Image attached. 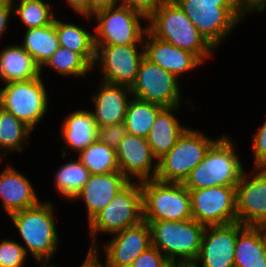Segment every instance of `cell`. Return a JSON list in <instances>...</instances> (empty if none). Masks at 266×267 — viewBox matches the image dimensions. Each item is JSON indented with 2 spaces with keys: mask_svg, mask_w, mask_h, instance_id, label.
<instances>
[{
  "mask_svg": "<svg viewBox=\"0 0 266 267\" xmlns=\"http://www.w3.org/2000/svg\"><path fill=\"white\" fill-rule=\"evenodd\" d=\"M260 230L266 244V224L260 225Z\"/></svg>",
  "mask_w": 266,
  "mask_h": 267,
  "instance_id": "ee69618b",
  "label": "cell"
},
{
  "mask_svg": "<svg viewBox=\"0 0 266 267\" xmlns=\"http://www.w3.org/2000/svg\"><path fill=\"white\" fill-rule=\"evenodd\" d=\"M151 228L152 246L173 264L192 266L197 260L205 226L193 218L183 221H146Z\"/></svg>",
  "mask_w": 266,
  "mask_h": 267,
  "instance_id": "7a4b0ae2",
  "label": "cell"
},
{
  "mask_svg": "<svg viewBox=\"0 0 266 267\" xmlns=\"http://www.w3.org/2000/svg\"><path fill=\"white\" fill-rule=\"evenodd\" d=\"M137 45H95V65L99 62L103 74L101 82L132 87L145 57L144 44L141 53Z\"/></svg>",
  "mask_w": 266,
  "mask_h": 267,
  "instance_id": "4fadbf2b",
  "label": "cell"
},
{
  "mask_svg": "<svg viewBox=\"0 0 266 267\" xmlns=\"http://www.w3.org/2000/svg\"><path fill=\"white\" fill-rule=\"evenodd\" d=\"M127 134L124 122L98 128V140L117 151Z\"/></svg>",
  "mask_w": 266,
  "mask_h": 267,
  "instance_id": "e575fe53",
  "label": "cell"
},
{
  "mask_svg": "<svg viewBox=\"0 0 266 267\" xmlns=\"http://www.w3.org/2000/svg\"><path fill=\"white\" fill-rule=\"evenodd\" d=\"M231 137L223 135L206 151L203 160L190 172L183 185L188 190L213 186H236L244 172Z\"/></svg>",
  "mask_w": 266,
  "mask_h": 267,
  "instance_id": "3957f363",
  "label": "cell"
},
{
  "mask_svg": "<svg viewBox=\"0 0 266 267\" xmlns=\"http://www.w3.org/2000/svg\"><path fill=\"white\" fill-rule=\"evenodd\" d=\"M12 6L14 9L13 15H18L27 29L50 25L55 19L52 12L54 5H50L43 0L21 1ZM14 6H17V8H14Z\"/></svg>",
  "mask_w": 266,
  "mask_h": 267,
  "instance_id": "d6a6232c",
  "label": "cell"
},
{
  "mask_svg": "<svg viewBox=\"0 0 266 267\" xmlns=\"http://www.w3.org/2000/svg\"><path fill=\"white\" fill-rule=\"evenodd\" d=\"M38 263H41L42 264V267H58V266H55V265H51V264H49V265H47L48 263H49V261H37ZM44 262H46V263H44Z\"/></svg>",
  "mask_w": 266,
  "mask_h": 267,
  "instance_id": "7dc6e473",
  "label": "cell"
},
{
  "mask_svg": "<svg viewBox=\"0 0 266 267\" xmlns=\"http://www.w3.org/2000/svg\"><path fill=\"white\" fill-rule=\"evenodd\" d=\"M40 76L5 83L0 89V106L11 112L17 119L34 127L48 109V96Z\"/></svg>",
  "mask_w": 266,
  "mask_h": 267,
  "instance_id": "30bf717a",
  "label": "cell"
},
{
  "mask_svg": "<svg viewBox=\"0 0 266 267\" xmlns=\"http://www.w3.org/2000/svg\"><path fill=\"white\" fill-rule=\"evenodd\" d=\"M199 1H207V2H236V0H199Z\"/></svg>",
  "mask_w": 266,
  "mask_h": 267,
  "instance_id": "f6af8a7d",
  "label": "cell"
},
{
  "mask_svg": "<svg viewBox=\"0 0 266 267\" xmlns=\"http://www.w3.org/2000/svg\"><path fill=\"white\" fill-rule=\"evenodd\" d=\"M40 76V67L20 46L4 47L0 51V80L4 83Z\"/></svg>",
  "mask_w": 266,
  "mask_h": 267,
  "instance_id": "d4e9b609",
  "label": "cell"
},
{
  "mask_svg": "<svg viewBox=\"0 0 266 267\" xmlns=\"http://www.w3.org/2000/svg\"><path fill=\"white\" fill-rule=\"evenodd\" d=\"M236 7L240 17L244 19L247 12L248 14L255 10L262 12L266 7V0H236Z\"/></svg>",
  "mask_w": 266,
  "mask_h": 267,
  "instance_id": "f35d334b",
  "label": "cell"
},
{
  "mask_svg": "<svg viewBox=\"0 0 266 267\" xmlns=\"http://www.w3.org/2000/svg\"><path fill=\"white\" fill-rule=\"evenodd\" d=\"M13 12V6L7 0H0V38L7 30L8 19Z\"/></svg>",
  "mask_w": 266,
  "mask_h": 267,
  "instance_id": "ab89813d",
  "label": "cell"
},
{
  "mask_svg": "<svg viewBox=\"0 0 266 267\" xmlns=\"http://www.w3.org/2000/svg\"><path fill=\"white\" fill-rule=\"evenodd\" d=\"M173 264L156 247L150 246L139 254L130 267H172Z\"/></svg>",
  "mask_w": 266,
  "mask_h": 267,
  "instance_id": "d590c367",
  "label": "cell"
},
{
  "mask_svg": "<svg viewBox=\"0 0 266 267\" xmlns=\"http://www.w3.org/2000/svg\"><path fill=\"white\" fill-rule=\"evenodd\" d=\"M177 109L179 106L164 107L158 113L146 138L157 160L173 148L179 137L187 129L175 117L173 111L175 112Z\"/></svg>",
  "mask_w": 266,
  "mask_h": 267,
  "instance_id": "7402d4cb",
  "label": "cell"
},
{
  "mask_svg": "<svg viewBox=\"0 0 266 267\" xmlns=\"http://www.w3.org/2000/svg\"><path fill=\"white\" fill-rule=\"evenodd\" d=\"M98 248H94L92 251L88 252V262L93 267H106L102 265L101 259L99 258L100 255H98Z\"/></svg>",
  "mask_w": 266,
  "mask_h": 267,
  "instance_id": "7bdbcfd3",
  "label": "cell"
},
{
  "mask_svg": "<svg viewBox=\"0 0 266 267\" xmlns=\"http://www.w3.org/2000/svg\"><path fill=\"white\" fill-rule=\"evenodd\" d=\"M0 173V197L8 215L40 203L31 182L16 169L8 166Z\"/></svg>",
  "mask_w": 266,
  "mask_h": 267,
  "instance_id": "44dd1931",
  "label": "cell"
},
{
  "mask_svg": "<svg viewBox=\"0 0 266 267\" xmlns=\"http://www.w3.org/2000/svg\"><path fill=\"white\" fill-rule=\"evenodd\" d=\"M44 65L55 69L59 75L84 77L89 70L94 68L77 52L59 47L50 58L40 67V73Z\"/></svg>",
  "mask_w": 266,
  "mask_h": 267,
  "instance_id": "1f68e13d",
  "label": "cell"
},
{
  "mask_svg": "<svg viewBox=\"0 0 266 267\" xmlns=\"http://www.w3.org/2000/svg\"><path fill=\"white\" fill-rule=\"evenodd\" d=\"M215 141L187 128L173 148L158 159L155 179L165 183H184Z\"/></svg>",
  "mask_w": 266,
  "mask_h": 267,
  "instance_id": "52a82bcc",
  "label": "cell"
},
{
  "mask_svg": "<svg viewBox=\"0 0 266 267\" xmlns=\"http://www.w3.org/2000/svg\"><path fill=\"white\" fill-rule=\"evenodd\" d=\"M78 159L90 174H107L119 171L116 151L99 140L94 141L79 153Z\"/></svg>",
  "mask_w": 266,
  "mask_h": 267,
  "instance_id": "4dcf8cb0",
  "label": "cell"
},
{
  "mask_svg": "<svg viewBox=\"0 0 266 267\" xmlns=\"http://www.w3.org/2000/svg\"><path fill=\"white\" fill-rule=\"evenodd\" d=\"M116 154L119 171L129 181H135L134 178L139 182L155 179L158 160L146 138L127 133Z\"/></svg>",
  "mask_w": 266,
  "mask_h": 267,
  "instance_id": "2e32d148",
  "label": "cell"
},
{
  "mask_svg": "<svg viewBox=\"0 0 266 267\" xmlns=\"http://www.w3.org/2000/svg\"><path fill=\"white\" fill-rule=\"evenodd\" d=\"M179 80L169 71L152 63L146 57L140 63L132 96L163 107L180 106Z\"/></svg>",
  "mask_w": 266,
  "mask_h": 267,
  "instance_id": "7c38bea8",
  "label": "cell"
},
{
  "mask_svg": "<svg viewBox=\"0 0 266 267\" xmlns=\"http://www.w3.org/2000/svg\"><path fill=\"white\" fill-rule=\"evenodd\" d=\"M255 171L251 178L244 171L236 185L237 222L242 225L266 224V168Z\"/></svg>",
  "mask_w": 266,
  "mask_h": 267,
  "instance_id": "5bb4252c",
  "label": "cell"
},
{
  "mask_svg": "<svg viewBox=\"0 0 266 267\" xmlns=\"http://www.w3.org/2000/svg\"><path fill=\"white\" fill-rule=\"evenodd\" d=\"M68 2L74 12L79 13L84 18L90 19L91 16H88V0H65Z\"/></svg>",
  "mask_w": 266,
  "mask_h": 267,
  "instance_id": "b9f144b4",
  "label": "cell"
},
{
  "mask_svg": "<svg viewBox=\"0 0 266 267\" xmlns=\"http://www.w3.org/2000/svg\"><path fill=\"white\" fill-rule=\"evenodd\" d=\"M143 44L145 57L152 63L169 71L176 78L202 64L193 53L162 41L149 31L144 36Z\"/></svg>",
  "mask_w": 266,
  "mask_h": 267,
  "instance_id": "ac0fdd59",
  "label": "cell"
},
{
  "mask_svg": "<svg viewBox=\"0 0 266 267\" xmlns=\"http://www.w3.org/2000/svg\"><path fill=\"white\" fill-rule=\"evenodd\" d=\"M234 267H266V244L260 226L238 223Z\"/></svg>",
  "mask_w": 266,
  "mask_h": 267,
  "instance_id": "603a6c76",
  "label": "cell"
},
{
  "mask_svg": "<svg viewBox=\"0 0 266 267\" xmlns=\"http://www.w3.org/2000/svg\"><path fill=\"white\" fill-rule=\"evenodd\" d=\"M163 108L158 104L133 97L128 103L124 120L127 133L147 138L158 113Z\"/></svg>",
  "mask_w": 266,
  "mask_h": 267,
  "instance_id": "83f0119b",
  "label": "cell"
},
{
  "mask_svg": "<svg viewBox=\"0 0 266 267\" xmlns=\"http://www.w3.org/2000/svg\"><path fill=\"white\" fill-rule=\"evenodd\" d=\"M167 0H120V4L128 6L149 18Z\"/></svg>",
  "mask_w": 266,
  "mask_h": 267,
  "instance_id": "74e56055",
  "label": "cell"
},
{
  "mask_svg": "<svg viewBox=\"0 0 266 267\" xmlns=\"http://www.w3.org/2000/svg\"><path fill=\"white\" fill-rule=\"evenodd\" d=\"M105 247L106 267H130L135 258L152 246L150 225L138 224L117 232Z\"/></svg>",
  "mask_w": 266,
  "mask_h": 267,
  "instance_id": "e0dca14e",
  "label": "cell"
},
{
  "mask_svg": "<svg viewBox=\"0 0 266 267\" xmlns=\"http://www.w3.org/2000/svg\"><path fill=\"white\" fill-rule=\"evenodd\" d=\"M101 85L98 92L92 95L95 104L92 114L98 128L124 122L129 97L132 95L131 88L105 82Z\"/></svg>",
  "mask_w": 266,
  "mask_h": 267,
  "instance_id": "ffe728a7",
  "label": "cell"
},
{
  "mask_svg": "<svg viewBox=\"0 0 266 267\" xmlns=\"http://www.w3.org/2000/svg\"><path fill=\"white\" fill-rule=\"evenodd\" d=\"M143 220L141 182L130 181L113 200L89 222L90 236L93 238L89 251L97 248L96 235L115 234Z\"/></svg>",
  "mask_w": 266,
  "mask_h": 267,
  "instance_id": "8992f818",
  "label": "cell"
},
{
  "mask_svg": "<svg viewBox=\"0 0 266 267\" xmlns=\"http://www.w3.org/2000/svg\"><path fill=\"white\" fill-rule=\"evenodd\" d=\"M192 218L206 226L237 222L236 186H213L189 190Z\"/></svg>",
  "mask_w": 266,
  "mask_h": 267,
  "instance_id": "8fae6325",
  "label": "cell"
},
{
  "mask_svg": "<svg viewBox=\"0 0 266 267\" xmlns=\"http://www.w3.org/2000/svg\"><path fill=\"white\" fill-rule=\"evenodd\" d=\"M174 267H181V266H178V265H174ZM184 267H191V266H184Z\"/></svg>",
  "mask_w": 266,
  "mask_h": 267,
  "instance_id": "681fc988",
  "label": "cell"
},
{
  "mask_svg": "<svg viewBox=\"0 0 266 267\" xmlns=\"http://www.w3.org/2000/svg\"><path fill=\"white\" fill-rule=\"evenodd\" d=\"M61 136L68 148L78 154L98 140V126L90 110L70 113L61 126Z\"/></svg>",
  "mask_w": 266,
  "mask_h": 267,
  "instance_id": "cb8c5ba5",
  "label": "cell"
},
{
  "mask_svg": "<svg viewBox=\"0 0 266 267\" xmlns=\"http://www.w3.org/2000/svg\"><path fill=\"white\" fill-rule=\"evenodd\" d=\"M51 201L9 215L28 251L36 261H50L58 246V233Z\"/></svg>",
  "mask_w": 266,
  "mask_h": 267,
  "instance_id": "277c9868",
  "label": "cell"
},
{
  "mask_svg": "<svg viewBox=\"0 0 266 267\" xmlns=\"http://www.w3.org/2000/svg\"><path fill=\"white\" fill-rule=\"evenodd\" d=\"M31 130L26 123L0 106V150L22 151Z\"/></svg>",
  "mask_w": 266,
  "mask_h": 267,
  "instance_id": "f546056e",
  "label": "cell"
},
{
  "mask_svg": "<svg viewBox=\"0 0 266 267\" xmlns=\"http://www.w3.org/2000/svg\"><path fill=\"white\" fill-rule=\"evenodd\" d=\"M11 5H13V3L14 4H16L15 2H14V0H7ZM19 2H21V1H30V0H18Z\"/></svg>",
  "mask_w": 266,
  "mask_h": 267,
  "instance_id": "c3c4849f",
  "label": "cell"
},
{
  "mask_svg": "<svg viewBox=\"0 0 266 267\" xmlns=\"http://www.w3.org/2000/svg\"><path fill=\"white\" fill-rule=\"evenodd\" d=\"M174 1L214 48H217L231 29L243 20L237 10L236 2Z\"/></svg>",
  "mask_w": 266,
  "mask_h": 267,
  "instance_id": "ba28073f",
  "label": "cell"
},
{
  "mask_svg": "<svg viewBox=\"0 0 266 267\" xmlns=\"http://www.w3.org/2000/svg\"><path fill=\"white\" fill-rule=\"evenodd\" d=\"M80 267H93L89 262H88V254L83 262V264Z\"/></svg>",
  "mask_w": 266,
  "mask_h": 267,
  "instance_id": "bcb514c9",
  "label": "cell"
},
{
  "mask_svg": "<svg viewBox=\"0 0 266 267\" xmlns=\"http://www.w3.org/2000/svg\"><path fill=\"white\" fill-rule=\"evenodd\" d=\"M120 4V0H88V16L96 11Z\"/></svg>",
  "mask_w": 266,
  "mask_h": 267,
  "instance_id": "60d3db41",
  "label": "cell"
},
{
  "mask_svg": "<svg viewBox=\"0 0 266 267\" xmlns=\"http://www.w3.org/2000/svg\"><path fill=\"white\" fill-rule=\"evenodd\" d=\"M93 16L97 22L95 45L142 44L148 31V26L143 27L140 22L148 18L122 4L98 10Z\"/></svg>",
  "mask_w": 266,
  "mask_h": 267,
  "instance_id": "9c48e42d",
  "label": "cell"
},
{
  "mask_svg": "<svg viewBox=\"0 0 266 267\" xmlns=\"http://www.w3.org/2000/svg\"><path fill=\"white\" fill-rule=\"evenodd\" d=\"M130 181L120 172L90 174L82 190L74 197L84 199L88 222L103 210Z\"/></svg>",
  "mask_w": 266,
  "mask_h": 267,
  "instance_id": "d6986e66",
  "label": "cell"
},
{
  "mask_svg": "<svg viewBox=\"0 0 266 267\" xmlns=\"http://www.w3.org/2000/svg\"><path fill=\"white\" fill-rule=\"evenodd\" d=\"M144 221H183L192 218L191 196L183 183L141 181Z\"/></svg>",
  "mask_w": 266,
  "mask_h": 267,
  "instance_id": "5b68a950",
  "label": "cell"
},
{
  "mask_svg": "<svg viewBox=\"0 0 266 267\" xmlns=\"http://www.w3.org/2000/svg\"><path fill=\"white\" fill-rule=\"evenodd\" d=\"M238 235V222L206 226L197 260L191 267H234L235 244Z\"/></svg>",
  "mask_w": 266,
  "mask_h": 267,
  "instance_id": "9a60e30c",
  "label": "cell"
},
{
  "mask_svg": "<svg viewBox=\"0 0 266 267\" xmlns=\"http://www.w3.org/2000/svg\"><path fill=\"white\" fill-rule=\"evenodd\" d=\"M26 252L22 244L3 239L0 242V267H24Z\"/></svg>",
  "mask_w": 266,
  "mask_h": 267,
  "instance_id": "836d02e7",
  "label": "cell"
},
{
  "mask_svg": "<svg viewBox=\"0 0 266 267\" xmlns=\"http://www.w3.org/2000/svg\"><path fill=\"white\" fill-rule=\"evenodd\" d=\"M23 39L20 46L39 67L60 47L54 21L41 28L27 29Z\"/></svg>",
  "mask_w": 266,
  "mask_h": 267,
  "instance_id": "4316f807",
  "label": "cell"
},
{
  "mask_svg": "<svg viewBox=\"0 0 266 267\" xmlns=\"http://www.w3.org/2000/svg\"><path fill=\"white\" fill-rule=\"evenodd\" d=\"M90 176L89 170L78 159L69 160L63 164L55 175V187L65 199L73 200L74 197L82 190L85 182Z\"/></svg>",
  "mask_w": 266,
  "mask_h": 267,
  "instance_id": "f1b7e54d",
  "label": "cell"
},
{
  "mask_svg": "<svg viewBox=\"0 0 266 267\" xmlns=\"http://www.w3.org/2000/svg\"><path fill=\"white\" fill-rule=\"evenodd\" d=\"M147 22L153 36L193 53L202 63L215 49L174 0L162 4Z\"/></svg>",
  "mask_w": 266,
  "mask_h": 267,
  "instance_id": "6da1fadb",
  "label": "cell"
},
{
  "mask_svg": "<svg viewBox=\"0 0 266 267\" xmlns=\"http://www.w3.org/2000/svg\"><path fill=\"white\" fill-rule=\"evenodd\" d=\"M252 136L254 168H266V119L262 126L259 127V130Z\"/></svg>",
  "mask_w": 266,
  "mask_h": 267,
  "instance_id": "8d00e7d4",
  "label": "cell"
},
{
  "mask_svg": "<svg viewBox=\"0 0 266 267\" xmlns=\"http://www.w3.org/2000/svg\"><path fill=\"white\" fill-rule=\"evenodd\" d=\"M60 47L79 53L92 67H95L96 48L94 34L72 23L54 19Z\"/></svg>",
  "mask_w": 266,
  "mask_h": 267,
  "instance_id": "484cf974",
  "label": "cell"
}]
</instances>
